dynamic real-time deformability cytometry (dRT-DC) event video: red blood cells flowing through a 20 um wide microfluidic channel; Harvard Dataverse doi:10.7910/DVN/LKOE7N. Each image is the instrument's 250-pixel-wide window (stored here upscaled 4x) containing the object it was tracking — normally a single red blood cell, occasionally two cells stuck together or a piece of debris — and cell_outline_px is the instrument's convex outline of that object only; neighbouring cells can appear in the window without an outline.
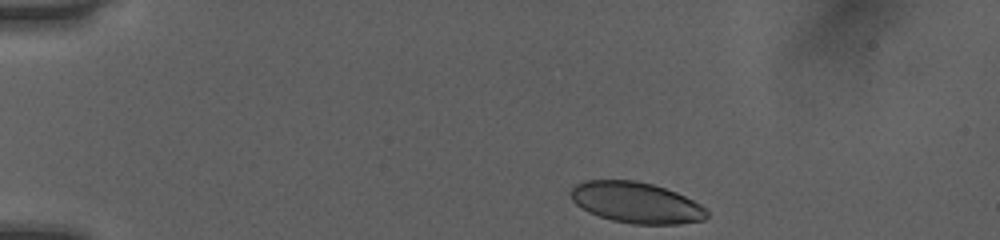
{"species": "human", "species_latin": "Homo sapiens", "temperature_condition": "room temperature", "stored_images_in_passage": 42, "camera_frame_rate_fps": 3000, "um_per_image_px": 0.085, "donor": {"sex": "female"}, "frame": {"image": 1, "passage_image": 1, "time_ms": 0.0, "image_size_px": [1000, 240], "cell_outline_px": [[708, 216], [704, 220], [680, 224], [632, 224], [612, 220], [588, 212], [576, 204], [572, 200], [568, 192], [576, 184], [584, 180], [636, 180], [652, 184], [676, 192], [700, 204], [708, 212]], "centroid_in_image_um": [54.05, 17.22], "position_along_channel_um": 30.9, "area_um2": 32.54}}
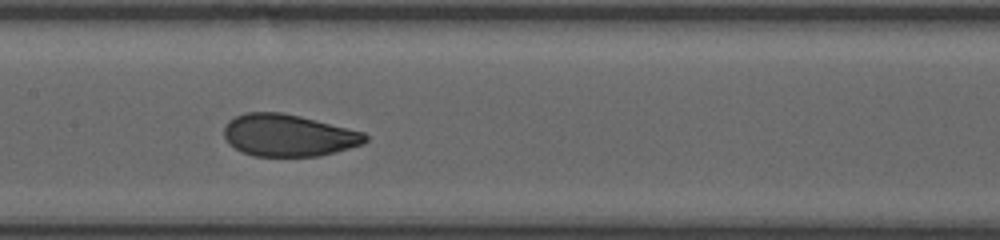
{"frame": {"image": 2, "passage_image": 18, "time_ms": 5.667, "image_size_px": [1000, 240], "cell_outline_px": [[368, 140], [364, 144], [320, 156], [252, 156], [240, 152], [228, 144], [224, 136], [224, 128], [228, 120], [244, 112], [280, 112], [300, 116], [364, 132], [368, 136]], "centroid_in_image_um": [24.49, 11.51], "position_along_channel_um": 182.9, "area_um2": 34.85}}
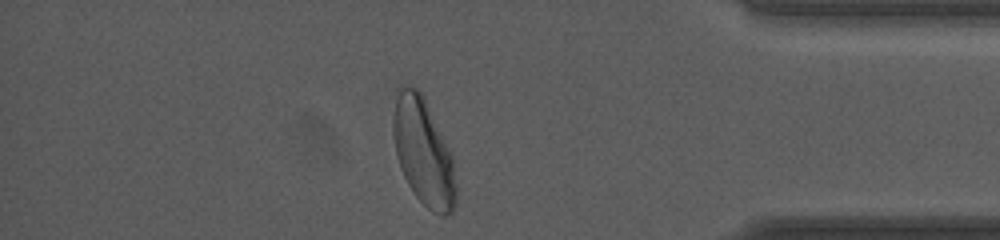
{"frame": {"image": 3, "passage_image": 36, "time_ms": 11.667, "image_size_px": [1000, 240], "cell_outline_px": [[456, 204], [452, 212], [444, 216], [440, 216], [432, 212], [416, 196], [408, 184], [400, 168], [396, 156], [392, 132], [392, 116], [396, 88], [408, 84], [416, 88], [424, 96], [452, 156], [456, 184]], "centroid_in_image_um": [35.96, 12.89], "position_along_channel_um": 399.2, "area_um2": 39.48}, "authors_computed_cell_mechanics": {"area_um2": 34.9112, "velocity_mm_per_s": 4.0341, "shape_relaxation_time_tau1_ms": 3.5086, "shape_relaxation_time_tau2_ms": null, "deformation_change_tau1": 0.1475, "deformation_change_tau2": null}}